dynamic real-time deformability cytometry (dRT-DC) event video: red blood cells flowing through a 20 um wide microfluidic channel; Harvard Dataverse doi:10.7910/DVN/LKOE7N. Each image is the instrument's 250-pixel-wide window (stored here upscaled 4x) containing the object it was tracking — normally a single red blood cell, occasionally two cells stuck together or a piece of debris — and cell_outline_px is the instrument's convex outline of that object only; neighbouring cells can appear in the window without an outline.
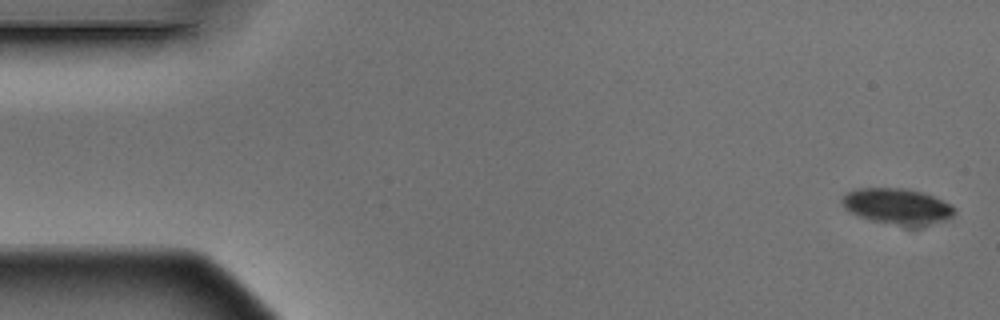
{"species": "Egyptian fruit bat (a non-hibernating species)", "species_latin": "Rousettus aegyptiacus", "temperature_condition": "warm", "stored_images_in_passage": 4, "camera_frame_rate_fps": 3000, "um_per_image_px": 0.085, "animal": {"sex": "male"}, "frame": {"image": 1, "passage_image": 1, "time_ms": 0.0, "image_size_px": [1000, 320], "cell_outline_px": [[956, 212], [948, 220], [916, 228], [908, 228], [872, 220], [860, 216], [844, 208], [840, 200], [848, 192], [856, 188], [904, 188], [924, 192], [952, 204], [956, 208]], "centroid_in_image_um": [76.34, 17.56], "position_along_channel_um": 8.7, "area_um2": 24.04}}
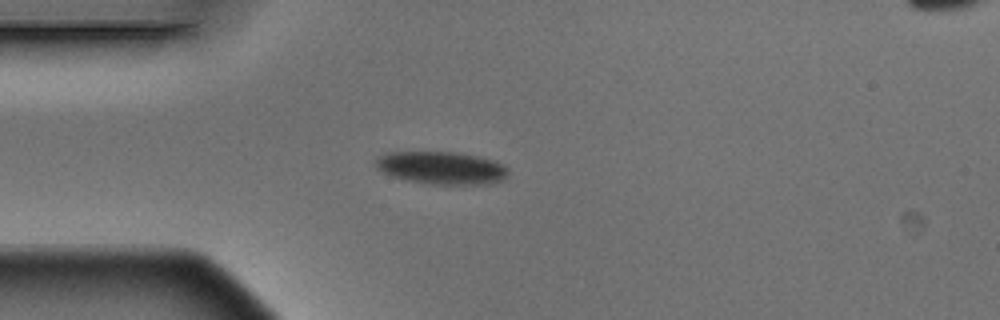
{"frame": {"image": 2, "passage_image": 4, "time_ms": 1.0, "image_size_px": [1000, 320], "cell_outline_px": [[508, 176], [504, 180], [492, 184], [432, 184], [408, 180], [392, 176], [376, 168], [376, 156], [384, 152], [456, 152], [480, 156], [496, 160], [508, 168]], "centroid_in_image_um": [37.57, 14.26], "position_along_channel_um": 47.4, "area_um2": 25.55}}